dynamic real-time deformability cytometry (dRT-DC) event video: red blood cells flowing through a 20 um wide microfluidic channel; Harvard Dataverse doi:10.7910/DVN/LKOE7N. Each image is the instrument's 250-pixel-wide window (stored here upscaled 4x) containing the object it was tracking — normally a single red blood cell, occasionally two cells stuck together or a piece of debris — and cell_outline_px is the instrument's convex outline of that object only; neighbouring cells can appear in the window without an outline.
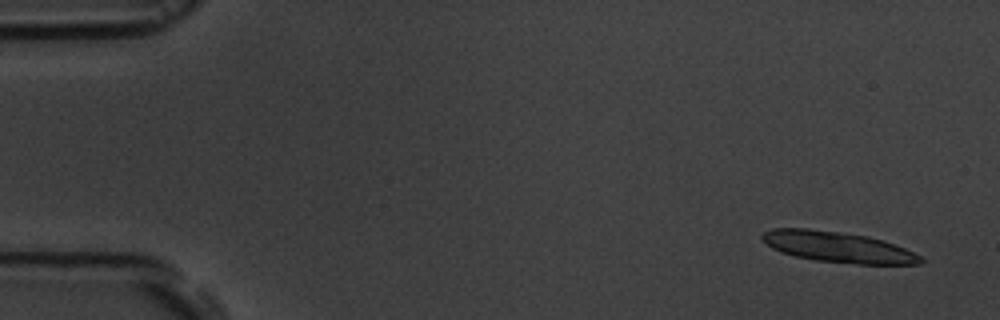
{"species": "common noctule bat (a hibernating species)", "species_latin": "Nyctalus noctula", "temperature_condition": "room temperature", "stored_images_in_passage": 5, "camera_frame_rate_fps": 3000, "um_per_image_px": 0.085, "animal": {"sex": "male", "body_mass_g": 19.5, "forearm_length_mm": 54.6}, "frame": {"image": 1, "passage_image": 1, "time_ms": 0.0, "image_size_px": [1000, 320], "cell_outline_px": [[924, 260], [920, 264], [856, 264], [816, 260], [796, 256], [780, 252], [772, 248], [760, 236], [764, 232], [772, 228], [808, 228], [840, 232], [868, 236], [884, 240], [904, 248], [920, 256]], "centroid_in_image_um": [71.22, 20.99], "position_along_channel_um": 13.8, "area_um2": 28.21}}